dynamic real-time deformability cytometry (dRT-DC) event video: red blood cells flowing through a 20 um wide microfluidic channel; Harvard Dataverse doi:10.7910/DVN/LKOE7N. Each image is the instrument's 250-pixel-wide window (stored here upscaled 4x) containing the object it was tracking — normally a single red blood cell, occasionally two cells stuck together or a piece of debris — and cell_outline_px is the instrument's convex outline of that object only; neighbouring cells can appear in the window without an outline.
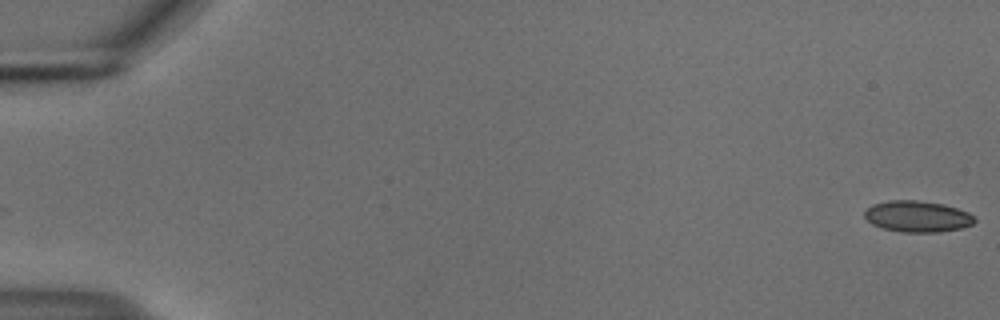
{"species": "common noctule bat (a hibernating species)", "species_latin": "Nyctalus noctula", "temperature_condition": "cold", "stored_images_in_passage": 55, "camera_frame_rate_fps": 3000, "um_per_image_px": 0.085, "animal": {"sex": "male", "body_mass_g": 18.8}, "frame": {"image": 1, "passage_image": 1, "time_ms": 0.0, "image_size_px": [1000, 320], "cell_outline_px": [[976, 220], [972, 224], [960, 228], [940, 232], [900, 232], [884, 228], [872, 224], [864, 216], [864, 212], [872, 204], [888, 200], [916, 200], [944, 204], [968, 212]], "centroid_in_image_um": [77.96, 18.39], "position_along_channel_um": 7.0, "area_um2": 19.94}}
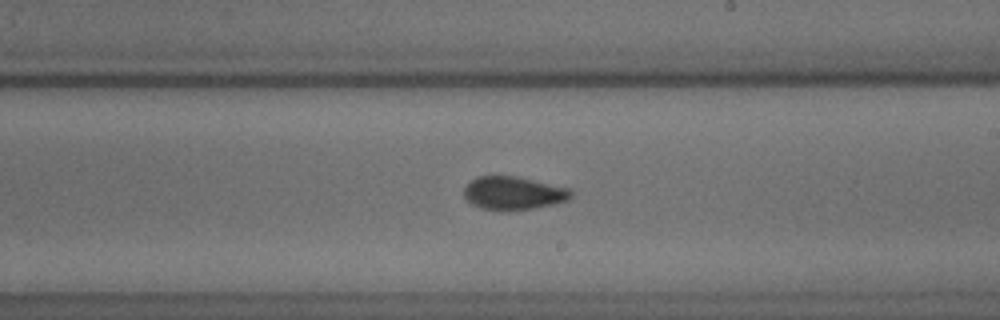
{"frame": {"image": 2, "passage_image": 33, "time_ms": 10.667, "image_size_px": [1000, 320], "cell_outline_px": [[572, 196], [568, 200], [556, 204], [508, 212], [480, 208], [472, 204], [464, 196], [464, 188], [476, 176], [516, 176], [572, 188]], "centroid_in_image_um": [43.67, 16.43], "position_along_channel_um": 245.3, "area_um2": 21.04}}
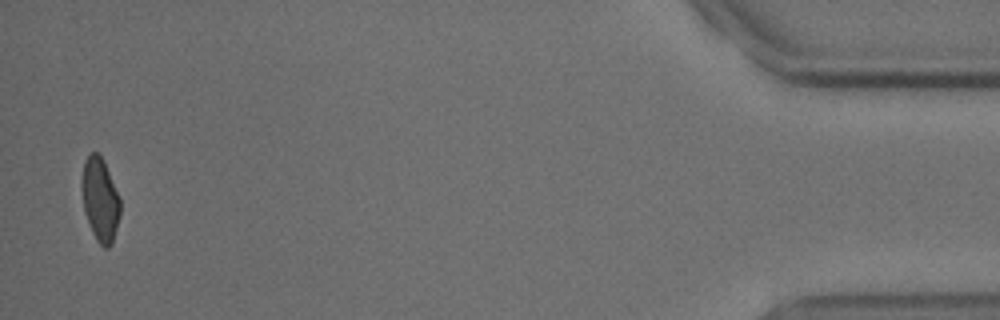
{"frame": {"image": 3, "passage_image": 54, "time_ms": 17.667, "image_size_px": [1000, 320], "cell_outline_px": [[120, 216], [112, 244], [108, 248], [104, 248], [96, 240], [92, 232], [84, 212], [80, 188], [80, 180], [84, 160], [92, 152], [100, 152], [104, 160], [120, 196]], "centroid_in_image_um": [8.49, 16.93], "position_along_channel_um": 426.7, "area_um2": 19.31}, "authors_computed_cell_mechanics": {"area_um2": 19.8832, "velocity_mm_per_s": 3.7406, "shape_relaxation_time_tau1_ms": 5.705, "shape_relaxation_time_tau2_ms": 1.4838, "deformation_change_tau1": 0.1155, "deformation_change_tau2": 0.0468}}